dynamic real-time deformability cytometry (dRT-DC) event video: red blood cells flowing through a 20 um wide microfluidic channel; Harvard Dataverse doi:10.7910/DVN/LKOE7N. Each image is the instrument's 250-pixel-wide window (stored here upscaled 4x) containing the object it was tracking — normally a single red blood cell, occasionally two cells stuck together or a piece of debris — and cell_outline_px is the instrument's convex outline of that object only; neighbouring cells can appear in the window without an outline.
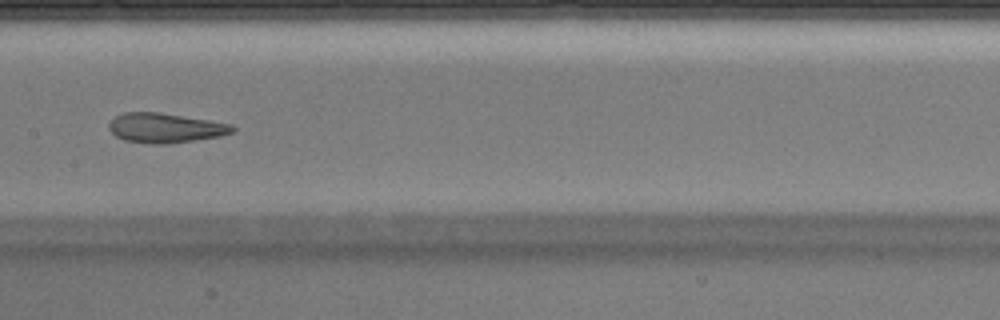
{"species": "Egyptian fruit bat (a non-hibernating species)", "species_latin": "Rousettus aegyptiacus", "temperature_condition": "warm", "stored_images_in_passage": 42, "camera_frame_rate_fps": 3000, "um_per_image_px": 0.085, "animal": {"sex": "male"}, "frame": {"image": 1, "passage_image": 19, "time_ms": 6.0, "image_size_px": [1000, 320], "cell_outline_px": [[236, 128], [232, 132], [220, 136], [168, 144], [152, 144], [124, 140], [116, 136], [108, 128], [108, 124], [116, 116], [124, 112], [160, 112], [232, 124]], "centroid_in_image_um": [14.04, 10.87], "position_along_channel_um": 193.4, "area_um2": 21.27}}
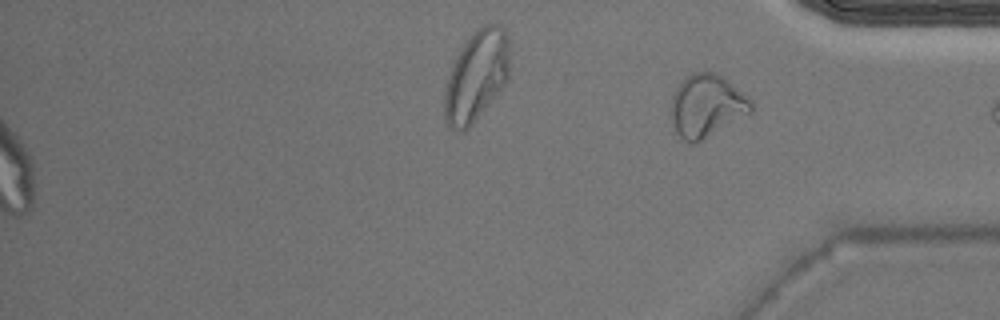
{"frame": {"image": 2, "passage_image": 42, "time_ms": 13.667, "image_size_px": [1000, 320], "cell_outline_px": [[752, 112], [696, 144], [692, 144], [684, 140], [676, 132], [672, 124], [672, 96], [676, 88], [692, 72], [716, 72], [728, 80], [748, 96], [752, 100]], "centroid_in_image_um": [60.09, 9.0], "position_along_channel_um": 375.1, "area_um2": 29.19}}